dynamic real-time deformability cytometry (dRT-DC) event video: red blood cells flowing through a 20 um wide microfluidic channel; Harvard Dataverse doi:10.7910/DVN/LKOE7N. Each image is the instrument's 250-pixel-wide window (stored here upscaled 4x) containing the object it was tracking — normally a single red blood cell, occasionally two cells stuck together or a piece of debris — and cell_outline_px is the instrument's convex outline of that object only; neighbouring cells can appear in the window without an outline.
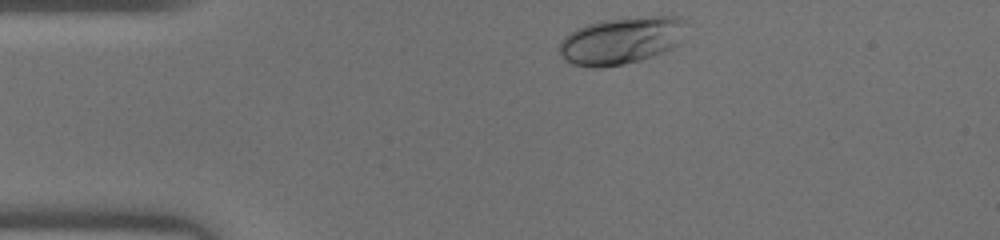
{"species": "human", "species_latin": "Homo sapiens", "temperature_condition": "warm", "stored_images_in_passage": 29, "camera_frame_rate_fps": 3000, "um_per_image_px": 0.085, "donor": {"sex": "male"}, "frame": {"image": 1, "passage_image": 1, "time_ms": 0.0, "image_size_px": [1000, 240], "cell_outline_px": [[684, 20], [676, 44], [672, 48], [652, 56], [640, 60], [624, 64], [600, 68], [592, 68], [572, 64], [564, 60], [560, 52], [560, 40], [564, 36], [576, 28], [600, 20], [656, 16], [676, 16]], "centroid_in_image_um": [52.7, 3.46], "position_along_channel_um": 32.3, "area_um2": 34.33}}
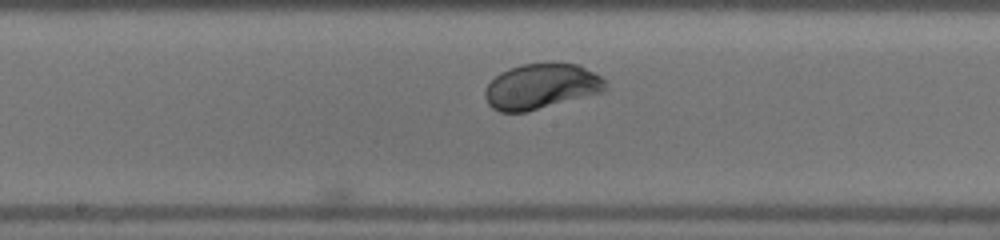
{"frame": {"image": 2, "passage_image": 16, "time_ms": 5.0, "image_size_px": [1000, 240], "cell_outline_px": [[608, 92], [524, 112], [500, 112], [492, 108], [488, 104], [484, 96], [484, 92], [488, 84], [500, 72], [508, 68], [524, 64], [580, 64], [608, 80]], "centroid_in_image_um": [46.07, 7.36], "position_along_channel_um": 202.1, "area_um2": 32.19}}
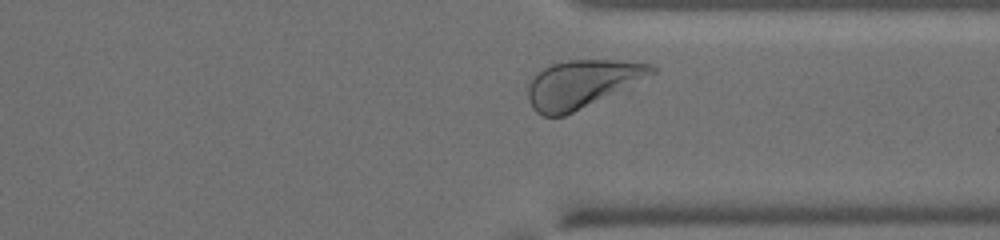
{"frame": {"image": 3, "passage_image": 27, "time_ms": 8.667, "image_size_px": [1000, 240], "cell_outline_px": [[656, 72], [564, 116], [544, 116], [536, 112], [532, 108], [528, 100], [528, 84], [536, 72], [552, 64], [568, 60], [616, 60], [652, 64], [656, 68]], "centroid_in_image_um": [49.39, 7.12], "position_along_channel_um": 362.0, "area_um2": 33.64}}